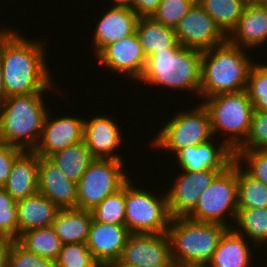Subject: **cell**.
Returning <instances> with one entry per match:
<instances>
[{"instance_id": "1", "label": "cell", "mask_w": 267, "mask_h": 267, "mask_svg": "<svg viewBox=\"0 0 267 267\" xmlns=\"http://www.w3.org/2000/svg\"><path fill=\"white\" fill-rule=\"evenodd\" d=\"M10 29L0 37V65L5 98L44 94L50 90L53 92L56 84L48 69L45 41L28 40L24 35H19V31Z\"/></svg>"}, {"instance_id": "2", "label": "cell", "mask_w": 267, "mask_h": 267, "mask_svg": "<svg viewBox=\"0 0 267 267\" xmlns=\"http://www.w3.org/2000/svg\"><path fill=\"white\" fill-rule=\"evenodd\" d=\"M246 51L227 40L202 51L199 97L246 90L250 69L256 63Z\"/></svg>"}, {"instance_id": "3", "label": "cell", "mask_w": 267, "mask_h": 267, "mask_svg": "<svg viewBox=\"0 0 267 267\" xmlns=\"http://www.w3.org/2000/svg\"><path fill=\"white\" fill-rule=\"evenodd\" d=\"M44 94L12 95L0 105V141L33 151L49 109Z\"/></svg>"}, {"instance_id": "4", "label": "cell", "mask_w": 267, "mask_h": 267, "mask_svg": "<svg viewBox=\"0 0 267 267\" xmlns=\"http://www.w3.org/2000/svg\"><path fill=\"white\" fill-rule=\"evenodd\" d=\"M202 51L192 48H166L152 54L146 62L138 83L157 85L165 89L188 90L197 93L201 86Z\"/></svg>"}, {"instance_id": "5", "label": "cell", "mask_w": 267, "mask_h": 267, "mask_svg": "<svg viewBox=\"0 0 267 267\" xmlns=\"http://www.w3.org/2000/svg\"><path fill=\"white\" fill-rule=\"evenodd\" d=\"M228 227L197 222L187 217L171 218L167 235L172 262L186 267L208 264Z\"/></svg>"}, {"instance_id": "6", "label": "cell", "mask_w": 267, "mask_h": 267, "mask_svg": "<svg viewBox=\"0 0 267 267\" xmlns=\"http://www.w3.org/2000/svg\"><path fill=\"white\" fill-rule=\"evenodd\" d=\"M203 101L202 105L210 117L213 136L224 132V142L235 151L249 133L254 112L247 91L221 93Z\"/></svg>"}, {"instance_id": "7", "label": "cell", "mask_w": 267, "mask_h": 267, "mask_svg": "<svg viewBox=\"0 0 267 267\" xmlns=\"http://www.w3.org/2000/svg\"><path fill=\"white\" fill-rule=\"evenodd\" d=\"M238 212L237 161L220 172L206 188L187 218L197 222L217 223L232 228ZM230 221L226 220V216ZM233 218V219H232ZM229 222V223H228Z\"/></svg>"}, {"instance_id": "8", "label": "cell", "mask_w": 267, "mask_h": 267, "mask_svg": "<svg viewBox=\"0 0 267 267\" xmlns=\"http://www.w3.org/2000/svg\"><path fill=\"white\" fill-rule=\"evenodd\" d=\"M134 184L131 179L125 184V226L132 234L166 233L172 218L166 192L159 198Z\"/></svg>"}, {"instance_id": "9", "label": "cell", "mask_w": 267, "mask_h": 267, "mask_svg": "<svg viewBox=\"0 0 267 267\" xmlns=\"http://www.w3.org/2000/svg\"><path fill=\"white\" fill-rule=\"evenodd\" d=\"M161 128L151 145L171 154H177L186 147L201 145L215 139L208 111L202 103L189 111H179Z\"/></svg>"}, {"instance_id": "10", "label": "cell", "mask_w": 267, "mask_h": 267, "mask_svg": "<svg viewBox=\"0 0 267 267\" xmlns=\"http://www.w3.org/2000/svg\"><path fill=\"white\" fill-rule=\"evenodd\" d=\"M124 160L95 158L77 183L76 208L92 210L130 180ZM129 177V178H128Z\"/></svg>"}, {"instance_id": "11", "label": "cell", "mask_w": 267, "mask_h": 267, "mask_svg": "<svg viewBox=\"0 0 267 267\" xmlns=\"http://www.w3.org/2000/svg\"><path fill=\"white\" fill-rule=\"evenodd\" d=\"M171 262L170 242L167 233H131L119 260L110 266L166 267Z\"/></svg>"}, {"instance_id": "12", "label": "cell", "mask_w": 267, "mask_h": 267, "mask_svg": "<svg viewBox=\"0 0 267 267\" xmlns=\"http://www.w3.org/2000/svg\"><path fill=\"white\" fill-rule=\"evenodd\" d=\"M182 47L206 51L223 44L227 37L216 26L212 17L196 1L174 29Z\"/></svg>"}, {"instance_id": "13", "label": "cell", "mask_w": 267, "mask_h": 267, "mask_svg": "<svg viewBox=\"0 0 267 267\" xmlns=\"http://www.w3.org/2000/svg\"><path fill=\"white\" fill-rule=\"evenodd\" d=\"M180 171L174 183L166 191L168 209L172 218L187 217L195 209L203 191L220 172L225 170Z\"/></svg>"}, {"instance_id": "14", "label": "cell", "mask_w": 267, "mask_h": 267, "mask_svg": "<svg viewBox=\"0 0 267 267\" xmlns=\"http://www.w3.org/2000/svg\"><path fill=\"white\" fill-rule=\"evenodd\" d=\"M96 57L101 66L121 73V76L125 74V77L136 82L141 78L147 62L136 31L107 45Z\"/></svg>"}, {"instance_id": "15", "label": "cell", "mask_w": 267, "mask_h": 267, "mask_svg": "<svg viewBox=\"0 0 267 267\" xmlns=\"http://www.w3.org/2000/svg\"><path fill=\"white\" fill-rule=\"evenodd\" d=\"M51 114L47 113L40 139L33 150L39 157H49L57 151L83 141V118L64 115L54 119Z\"/></svg>"}, {"instance_id": "16", "label": "cell", "mask_w": 267, "mask_h": 267, "mask_svg": "<svg viewBox=\"0 0 267 267\" xmlns=\"http://www.w3.org/2000/svg\"><path fill=\"white\" fill-rule=\"evenodd\" d=\"M131 233L125 225H113L93 219L86 245L101 267L116 263Z\"/></svg>"}, {"instance_id": "17", "label": "cell", "mask_w": 267, "mask_h": 267, "mask_svg": "<svg viewBox=\"0 0 267 267\" xmlns=\"http://www.w3.org/2000/svg\"><path fill=\"white\" fill-rule=\"evenodd\" d=\"M109 117L101 114L84 118L83 140L94 158L123 160L119 153H114L123 143L121 126Z\"/></svg>"}, {"instance_id": "18", "label": "cell", "mask_w": 267, "mask_h": 267, "mask_svg": "<svg viewBox=\"0 0 267 267\" xmlns=\"http://www.w3.org/2000/svg\"><path fill=\"white\" fill-rule=\"evenodd\" d=\"M213 142L214 139L180 150L176 154L179 169L188 172L226 170L235 160L234 151L223 140L218 146Z\"/></svg>"}, {"instance_id": "19", "label": "cell", "mask_w": 267, "mask_h": 267, "mask_svg": "<svg viewBox=\"0 0 267 267\" xmlns=\"http://www.w3.org/2000/svg\"><path fill=\"white\" fill-rule=\"evenodd\" d=\"M99 19L92 36L95 56L107 45L133 34L139 17L129 7L111 6Z\"/></svg>"}, {"instance_id": "20", "label": "cell", "mask_w": 267, "mask_h": 267, "mask_svg": "<svg viewBox=\"0 0 267 267\" xmlns=\"http://www.w3.org/2000/svg\"><path fill=\"white\" fill-rule=\"evenodd\" d=\"M38 191L59 209L76 208L77 183L48 158L39 157Z\"/></svg>"}, {"instance_id": "21", "label": "cell", "mask_w": 267, "mask_h": 267, "mask_svg": "<svg viewBox=\"0 0 267 267\" xmlns=\"http://www.w3.org/2000/svg\"><path fill=\"white\" fill-rule=\"evenodd\" d=\"M227 41L244 49H253L267 42V4H246L236 27Z\"/></svg>"}, {"instance_id": "22", "label": "cell", "mask_w": 267, "mask_h": 267, "mask_svg": "<svg viewBox=\"0 0 267 267\" xmlns=\"http://www.w3.org/2000/svg\"><path fill=\"white\" fill-rule=\"evenodd\" d=\"M38 165L39 156L34 151H23L15 159L3 187L15 201L38 191Z\"/></svg>"}, {"instance_id": "23", "label": "cell", "mask_w": 267, "mask_h": 267, "mask_svg": "<svg viewBox=\"0 0 267 267\" xmlns=\"http://www.w3.org/2000/svg\"><path fill=\"white\" fill-rule=\"evenodd\" d=\"M59 210L39 191L17 201L18 236L28 230L51 226Z\"/></svg>"}, {"instance_id": "24", "label": "cell", "mask_w": 267, "mask_h": 267, "mask_svg": "<svg viewBox=\"0 0 267 267\" xmlns=\"http://www.w3.org/2000/svg\"><path fill=\"white\" fill-rule=\"evenodd\" d=\"M250 241L237 233L233 228H228L218 243L212 259L208 263L210 267H249L252 249Z\"/></svg>"}, {"instance_id": "25", "label": "cell", "mask_w": 267, "mask_h": 267, "mask_svg": "<svg viewBox=\"0 0 267 267\" xmlns=\"http://www.w3.org/2000/svg\"><path fill=\"white\" fill-rule=\"evenodd\" d=\"M92 221V211L67 208L59 210L51 226L62 244L86 243Z\"/></svg>"}, {"instance_id": "26", "label": "cell", "mask_w": 267, "mask_h": 267, "mask_svg": "<svg viewBox=\"0 0 267 267\" xmlns=\"http://www.w3.org/2000/svg\"><path fill=\"white\" fill-rule=\"evenodd\" d=\"M136 33L147 59L152 54L166 48H182L177 42L174 29L164 26L152 17L139 18Z\"/></svg>"}, {"instance_id": "27", "label": "cell", "mask_w": 267, "mask_h": 267, "mask_svg": "<svg viewBox=\"0 0 267 267\" xmlns=\"http://www.w3.org/2000/svg\"><path fill=\"white\" fill-rule=\"evenodd\" d=\"M70 180L78 183L95 159L84 140L57 151L48 157Z\"/></svg>"}, {"instance_id": "28", "label": "cell", "mask_w": 267, "mask_h": 267, "mask_svg": "<svg viewBox=\"0 0 267 267\" xmlns=\"http://www.w3.org/2000/svg\"><path fill=\"white\" fill-rule=\"evenodd\" d=\"M16 242L25 250L52 260L57 259L63 245L52 226L23 232L19 234Z\"/></svg>"}, {"instance_id": "29", "label": "cell", "mask_w": 267, "mask_h": 267, "mask_svg": "<svg viewBox=\"0 0 267 267\" xmlns=\"http://www.w3.org/2000/svg\"><path fill=\"white\" fill-rule=\"evenodd\" d=\"M232 228L246 237L252 247L267 246V208H238L235 223Z\"/></svg>"}, {"instance_id": "30", "label": "cell", "mask_w": 267, "mask_h": 267, "mask_svg": "<svg viewBox=\"0 0 267 267\" xmlns=\"http://www.w3.org/2000/svg\"><path fill=\"white\" fill-rule=\"evenodd\" d=\"M227 37L236 27L246 6L245 0H197Z\"/></svg>"}, {"instance_id": "31", "label": "cell", "mask_w": 267, "mask_h": 267, "mask_svg": "<svg viewBox=\"0 0 267 267\" xmlns=\"http://www.w3.org/2000/svg\"><path fill=\"white\" fill-rule=\"evenodd\" d=\"M238 208H267V186L252 177L237 161Z\"/></svg>"}, {"instance_id": "32", "label": "cell", "mask_w": 267, "mask_h": 267, "mask_svg": "<svg viewBox=\"0 0 267 267\" xmlns=\"http://www.w3.org/2000/svg\"><path fill=\"white\" fill-rule=\"evenodd\" d=\"M91 211L95 221L125 225V185L118 192L107 196Z\"/></svg>"}, {"instance_id": "33", "label": "cell", "mask_w": 267, "mask_h": 267, "mask_svg": "<svg viewBox=\"0 0 267 267\" xmlns=\"http://www.w3.org/2000/svg\"><path fill=\"white\" fill-rule=\"evenodd\" d=\"M246 91L254 111L267 112V64L255 63L251 67Z\"/></svg>"}, {"instance_id": "34", "label": "cell", "mask_w": 267, "mask_h": 267, "mask_svg": "<svg viewBox=\"0 0 267 267\" xmlns=\"http://www.w3.org/2000/svg\"><path fill=\"white\" fill-rule=\"evenodd\" d=\"M57 267H101L86 243L63 244L56 259Z\"/></svg>"}, {"instance_id": "35", "label": "cell", "mask_w": 267, "mask_h": 267, "mask_svg": "<svg viewBox=\"0 0 267 267\" xmlns=\"http://www.w3.org/2000/svg\"><path fill=\"white\" fill-rule=\"evenodd\" d=\"M17 237V201L4 188H0V238L16 241Z\"/></svg>"}, {"instance_id": "36", "label": "cell", "mask_w": 267, "mask_h": 267, "mask_svg": "<svg viewBox=\"0 0 267 267\" xmlns=\"http://www.w3.org/2000/svg\"><path fill=\"white\" fill-rule=\"evenodd\" d=\"M197 0H161L152 18L166 27L175 29Z\"/></svg>"}, {"instance_id": "37", "label": "cell", "mask_w": 267, "mask_h": 267, "mask_svg": "<svg viewBox=\"0 0 267 267\" xmlns=\"http://www.w3.org/2000/svg\"><path fill=\"white\" fill-rule=\"evenodd\" d=\"M236 150H267V112L254 111L249 133Z\"/></svg>"}, {"instance_id": "38", "label": "cell", "mask_w": 267, "mask_h": 267, "mask_svg": "<svg viewBox=\"0 0 267 267\" xmlns=\"http://www.w3.org/2000/svg\"><path fill=\"white\" fill-rule=\"evenodd\" d=\"M235 160L247 164L244 168L252 177L267 186V150H235Z\"/></svg>"}, {"instance_id": "39", "label": "cell", "mask_w": 267, "mask_h": 267, "mask_svg": "<svg viewBox=\"0 0 267 267\" xmlns=\"http://www.w3.org/2000/svg\"><path fill=\"white\" fill-rule=\"evenodd\" d=\"M8 267H57L56 260L43 258L13 242L8 256Z\"/></svg>"}, {"instance_id": "40", "label": "cell", "mask_w": 267, "mask_h": 267, "mask_svg": "<svg viewBox=\"0 0 267 267\" xmlns=\"http://www.w3.org/2000/svg\"><path fill=\"white\" fill-rule=\"evenodd\" d=\"M24 150L0 141V188H3L15 159Z\"/></svg>"}, {"instance_id": "41", "label": "cell", "mask_w": 267, "mask_h": 267, "mask_svg": "<svg viewBox=\"0 0 267 267\" xmlns=\"http://www.w3.org/2000/svg\"><path fill=\"white\" fill-rule=\"evenodd\" d=\"M161 0H133L131 9L138 15L139 18L142 17H152L156 12Z\"/></svg>"}, {"instance_id": "42", "label": "cell", "mask_w": 267, "mask_h": 267, "mask_svg": "<svg viewBox=\"0 0 267 267\" xmlns=\"http://www.w3.org/2000/svg\"><path fill=\"white\" fill-rule=\"evenodd\" d=\"M14 240L0 238V267H8V256Z\"/></svg>"}, {"instance_id": "43", "label": "cell", "mask_w": 267, "mask_h": 267, "mask_svg": "<svg viewBox=\"0 0 267 267\" xmlns=\"http://www.w3.org/2000/svg\"><path fill=\"white\" fill-rule=\"evenodd\" d=\"M113 3L112 6H119V7H132L133 0H112Z\"/></svg>"}, {"instance_id": "44", "label": "cell", "mask_w": 267, "mask_h": 267, "mask_svg": "<svg viewBox=\"0 0 267 267\" xmlns=\"http://www.w3.org/2000/svg\"><path fill=\"white\" fill-rule=\"evenodd\" d=\"M4 99H5V90H4L2 69H1V65H0V105Z\"/></svg>"}, {"instance_id": "45", "label": "cell", "mask_w": 267, "mask_h": 267, "mask_svg": "<svg viewBox=\"0 0 267 267\" xmlns=\"http://www.w3.org/2000/svg\"><path fill=\"white\" fill-rule=\"evenodd\" d=\"M247 4H267V0H245Z\"/></svg>"}, {"instance_id": "46", "label": "cell", "mask_w": 267, "mask_h": 267, "mask_svg": "<svg viewBox=\"0 0 267 267\" xmlns=\"http://www.w3.org/2000/svg\"><path fill=\"white\" fill-rule=\"evenodd\" d=\"M166 267H186L184 265H181L179 263L176 262H171L169 265H167Z\"/></svg>"}, {"instance_id": "47", "label": "cell", "mask_w": 267, "mask_h": 267, "mask_svg": "<svg viewBox=\"0 0 267 267\" xmlns=\"http://www.w3.org/2000/svg\"><path fill=\"white\" fill-rule=\"evenodd\" d=\"M1 28V27H0ZM8 30V28L6 27V28H1L0 29V37L6 32Z\"/></svg>"}, {"instance_id": "48", "label": "cell", "mask_w": 267, "mask_h": 267, "mask_svg": "<svg viewBox=\"0 0 267 267\" xmlns=\"http://www.w3.org/2000/svg\"><path fill=\"white\" fill-rule=\"evenodd\" d=\"M190 267H210L208 264H204V265H193Z\"/></svg>"}, {"instance_id": "49", "label": "cell", "mask_w": 267, "mask_h": 267, "mask_svg": "<svg viewBox=\"0 0 267 267\" xmlns=\"http://www.w3.org/2000/svg\"><path fill=\"white\" fill-rule=\"evenodd\" d=\"M109 267H127V266H109Z\"/></svg>"}]
</instances>
